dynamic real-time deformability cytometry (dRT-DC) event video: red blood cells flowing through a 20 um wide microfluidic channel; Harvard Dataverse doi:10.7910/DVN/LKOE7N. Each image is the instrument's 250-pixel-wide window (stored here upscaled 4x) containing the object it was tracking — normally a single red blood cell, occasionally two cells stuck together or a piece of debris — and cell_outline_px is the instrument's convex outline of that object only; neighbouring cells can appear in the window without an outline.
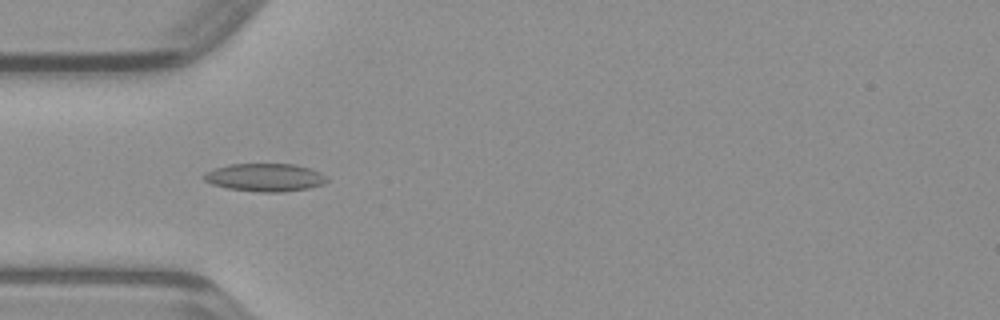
{"species": "common noctule bat (a hibernating species)", "species_latin": "Nyctalus noctula", "temperature_condition": "warm", "stored_images_in_passage": 43, "camera_frame_rate_fps": 3000, "um_per_image_px": 0.085, "animal": {"sex": "male", "body_mass_g": 23.1, "forearm_length_mm": 52.7}, "frame": {"image": 1, "passage_image": 10, "time_ms": 3.0, "image_size_px": [1000, 320], "cell_outline_px": [[328, 180], [324, 184], [308, 188], [280, 192], [260, 192], [228, 188], [212, 184], [204, 180], [204, 176], [212, 168], [228, 164], [292, 164], [308, 168], [320, 172], [328, 176]], "centroid_in_image_um": [22.54, 15.08], "position_along_channel_um": 62.5, "area_um2": 19.94}}
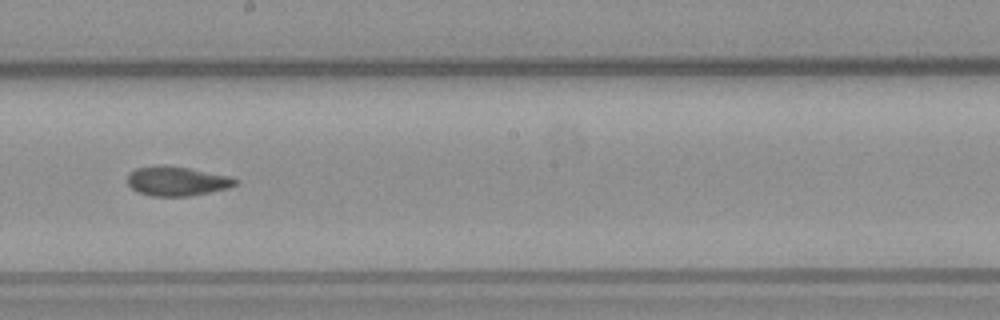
{"frame": {"image": 2, "passage_image": 22, "time_ms": 7.0, "image_size_px": [1000, 320], "cell_outline_px": [[240, 180], [236, 184], [228, 188], [188, 196], [152, 196], [136, 192], [128, 184], [128, 172], [136, 168], [188, 168], [228, 176]], "centroid_in_image_um": [15.04, 15.44], "position_along_channel_um": 233.2, "area_um2": 17.69}}
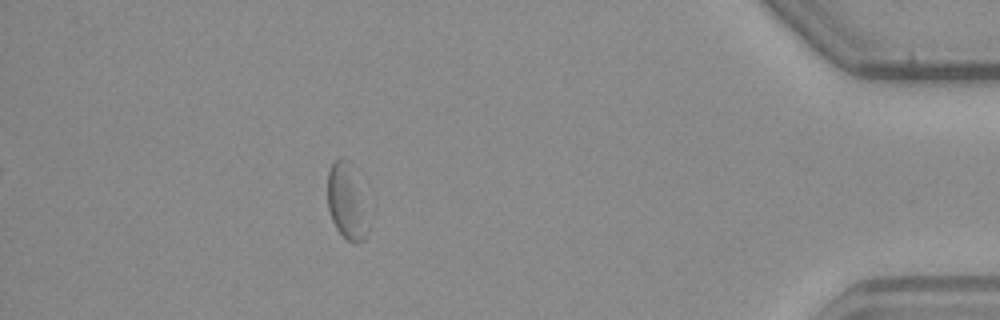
{"frame": {"image": 3, "passage_image": 38, "time_ms": 12.333, "image_size_px": [1000, 320], "cell_outline_px": [[368, 232], [364, 240], [360, 244], [352, 244], [336, 228], [332, 220], [328, 208], [328, 172], [332, 164], [336, 160], [348, 160], [360, 172], [368, 228]], "centroid_in_image_um": [29.52, 17.11], "position_along_channel_um": 405.7, "area_um2": 18.5}}